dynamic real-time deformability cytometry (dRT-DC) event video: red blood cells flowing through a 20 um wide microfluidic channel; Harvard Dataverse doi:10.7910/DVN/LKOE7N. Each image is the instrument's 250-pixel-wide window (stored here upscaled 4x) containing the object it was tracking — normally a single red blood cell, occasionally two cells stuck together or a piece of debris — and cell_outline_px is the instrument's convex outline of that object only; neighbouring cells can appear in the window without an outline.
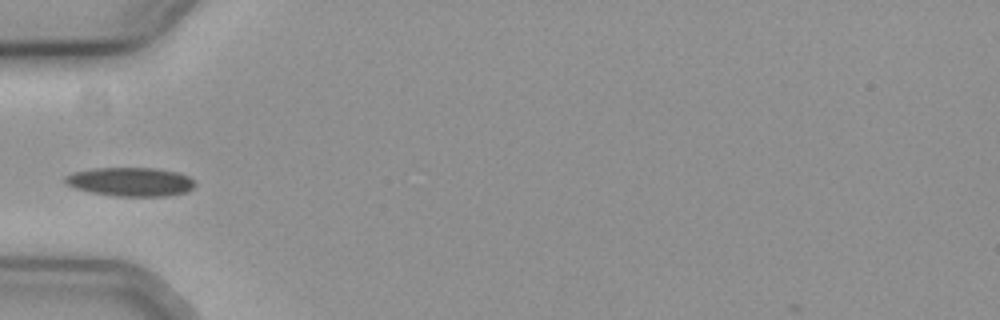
{"species": "common noctule bat (a hibernating species)", "species_latin": "Nyctalus noctula", "temperature_condition": "cold", "stored_images_in_passage": 38, "camera_frame_rate_fps": 3000, "um_per_image_px": 0.085, "animal": {"sex": "female", "body_mass_g": 19.3, "forearm_length_mm": 54.1}, "frame": {"image": 1, "passage_image": 1, "time_ms": 0.0, "image_size_px": [1000, 320], "cell_outline_px": [[196, 184], [188, 192], [168, 196], [116, 196], [92, 192], [76, 188], [64, 184], [64, 176], [72, 172], [92, 168], [156, 168], [176, 172], [188, 176]], "centroid_in_image_um": [11.07, 15.45], "position_along_channel_um": 73.9, "area_um2": 21.91}}
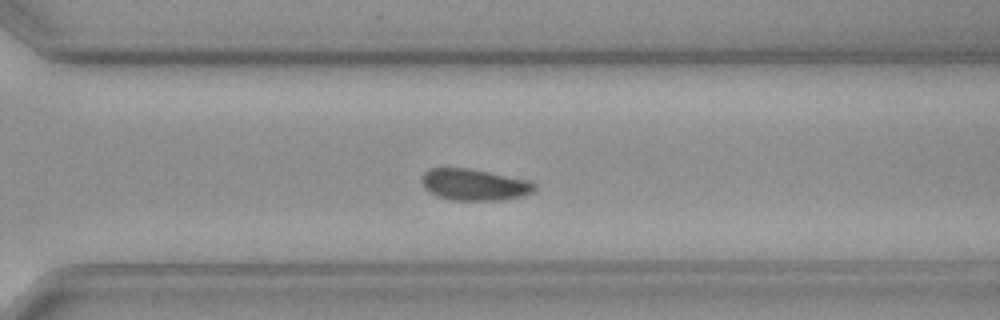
{"frame": {"image": 2, "passage_image": 22, "time_ms": 7.0, "image_size_px": [1000, 320], "cell_outline_px": [[536, 188], [532, 192], [524, 196], [504, 200], [452, 200], [436, 196], [428, 192], [424, 188], [420, 180], [420, 176], [428, 168], [468, 168], [528, 180], [536, 184]], "centroid_in_image_um": [40.27, 15.7], "position_along_channel_um": 330.3, "area_um2": 20.92}}
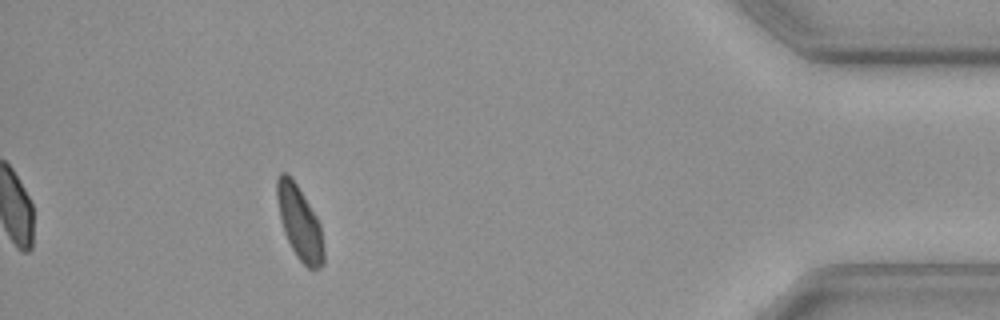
{"frame": {"image": 3, "passage_image": 33, "time_ms": 10.667, "image_size_px": [1000, 320], "cell_outline_px": [[324, 264], [320, 268], [308, 268], [296, 256], [284, 232], [280, 220], [276, 196], [276, 176], [280, 172], [284, 172], [292, 176], [316, 216], [320, 224], [324, 244]], "centroid_in_image_um": [25.45, 18.9], "position_along_channel_um": 409.7, "area_um2": 20.17}, "authors_computed_cell_mechanics": {"area_um2": 20.9525, "velocity_mm_per_s": 3.6709, "shape_relaxation_time_tau1_ms": 4.4397, "shape_relaxation_time_tau2_ms": null, "deformation_change_tau1": 0.0729, "deformation_change_tau2": null}}